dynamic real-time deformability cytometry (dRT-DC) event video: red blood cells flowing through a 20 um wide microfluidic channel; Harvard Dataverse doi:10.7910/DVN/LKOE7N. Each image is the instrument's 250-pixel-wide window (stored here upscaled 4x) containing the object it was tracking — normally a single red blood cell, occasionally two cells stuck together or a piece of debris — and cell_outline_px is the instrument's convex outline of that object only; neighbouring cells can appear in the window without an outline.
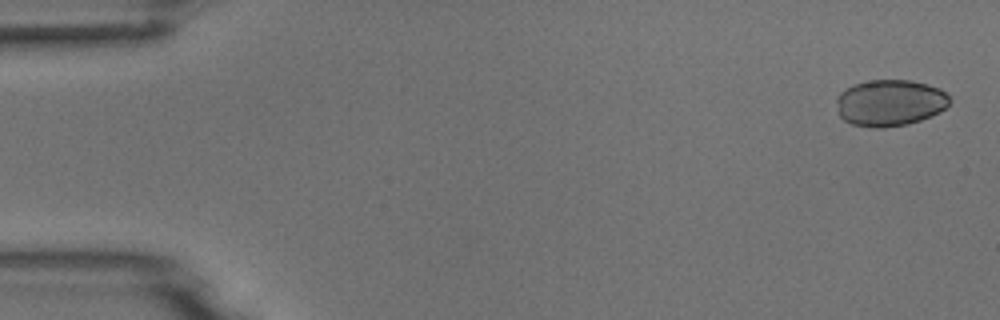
{"species": "common noctule bat (a hibernating species)", "species_latin": "Nyctalus noctula", "temperature_condition": "room temperature", "stored_images_in_passage": 6, "camera_frame_rate_fps": 3000, "um_per_image_px": 0.085, "animal": {"sex": "male", "body_mass_g": 18.8}, "frame": {"image": 1, "passage_image": 1, "time_ms": 0.0, "image_size_px": [1000, 320], "cell_outline_px": [[952, 100], [944, 108], [920, 120], [908, 124], [884, 128], [872, 128], [852, 124], [844, 120], [840, 116], [836, 100], [836, 96], [840, 92], [856, 84], [872, 80], [912, 80], [928, 84], [940, 88]], "centroid_in_image_um": [75.63, 8.74], "position_along_channel_um": 9.4, "area_um2": 30.52}}